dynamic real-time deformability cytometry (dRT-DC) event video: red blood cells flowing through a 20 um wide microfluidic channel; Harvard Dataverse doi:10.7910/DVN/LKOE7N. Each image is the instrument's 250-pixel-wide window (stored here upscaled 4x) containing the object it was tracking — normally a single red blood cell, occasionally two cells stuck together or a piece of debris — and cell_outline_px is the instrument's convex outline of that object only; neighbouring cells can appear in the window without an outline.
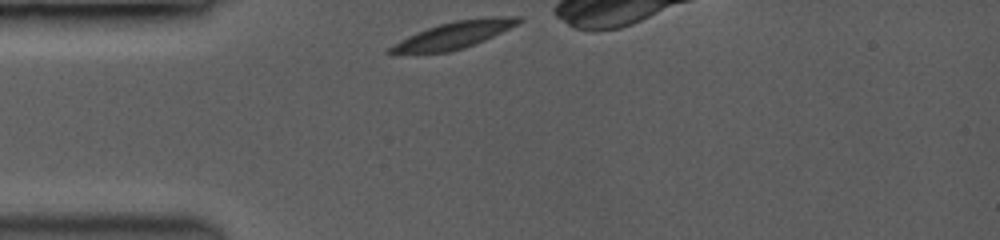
{"species": "common noctule bat (a hibernating species)", "species_latin": "Nyctalus noctula", "temperature_condition": "room temperature", "stored_images_in_passage": 8, "camera_frame_rate_fps": 3500, "um_per_image_px": 0.085, "animal": {"sex": "female", "body_mass_g": 19.0, "forearm_length_mm": 53.3}, "frame": {"image": 1, "passage_image": 1, "time_ms": 0.0, "image_size_px": [1000, 240], "cell_outline_px": [[524, 20], [484, 40], [464, 48], [448, 52], [384, 52], [388, 48], [400, 40], [416, 32], [452, 20], [488, 16], [524, 16]], "centroid_in_image_um": [38.65, 2.93], "position_along_channel_um": 46.4, "area_um2": 19.83}}